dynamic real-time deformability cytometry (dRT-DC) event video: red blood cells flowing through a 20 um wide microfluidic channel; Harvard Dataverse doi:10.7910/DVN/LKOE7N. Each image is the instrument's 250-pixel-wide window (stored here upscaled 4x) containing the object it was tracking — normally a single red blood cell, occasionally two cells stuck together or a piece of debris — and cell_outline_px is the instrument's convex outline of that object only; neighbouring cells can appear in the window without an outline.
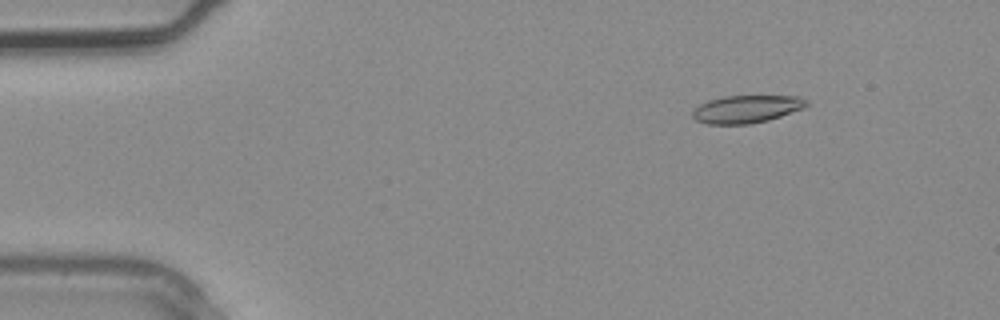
{"species": "common noctule bat (a hibernating species)", "species_latin": "Nyctalus noctula", "temperature_condition": "warm", "stored_images_in_passage": 3, "camera_frame_rate_fps": 3000, "um_per_image_px": 0.085, "animal": {"sex": "male", "body_mass_g": 20.4}, "frame": {"image": 1, "passage_image": 2, "time_ms": 0.333, "image_size_px": [1000, 320], "cell_outline_px": [[808, 104], [804, 108], [768, 120], [748, 124], [708, 124], [696, 120], [692, 116], [692, 112], [700, 104], [708, 100], [720, 96], [800, 96], [808, 100]], "centroid_in_image_um": [63.46, 9.26], "position_along_channel_um": 21.5, "area_um2": 18.38}}